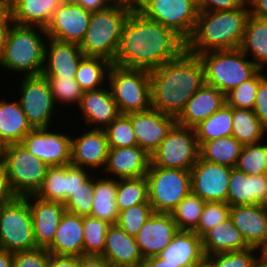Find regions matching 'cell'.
Returning a JSON list of instances; mask_svg holds the SVG:
<instances>
[{"mask_svg": "<svg viewBox=\"0 0 267 267\" xmlns=\"http://www.w3.org/2000/svg\"><path fill=\"white\" fill-rule=\"evenodd\" d=\"M101 256L109 267H140L144 260L135 237L128 235L117 224L108 227Z\"/></svg>", "mask_w": 267, "mask_h": 267, "instance_id": "cell-25", "label": "cell"}, {"mask_svg": "<svg viewBox=\"0 0 267 267\" xmlns=\"http://www.w3.org/2000/svg\"><path fill=\"white\" fill-rule=\"evenodd\" d=\"M77 267H109L101 255H81L77 257Z\"/></svg>", "mask_w": 267, "mask_h": 267, "instance_id": "cell-57", "label": "cell"}, {"mask_svg": "<svg viewBox=\"0 0 267 267\" xmlns=\"http://www.w3.org/2000/svg\"><path fill=\"white\" fill-rule=\"evenodd\" d=\"M260 69L267 67V19L249 16L239 47Z\"/></svg>", "mask_w": 267, "mask_h": 267, "instance_id": "cell-34", "label": "cell"}, {"mask_svg": "<svg viewBox=\"0 0 267 267\" xmlns=\"http://www.w3.org/2000/svg\"><path fill=\"white\" fill-rule=\"evenodd\" d=\"M126 115L131 120L138 146L150 156L176 123L175 117L152 108L144 112H131Z\"/></svg>", "mask_w": 267, "mask_h": 267, "instance_id": "cell-18", "label": "cell"}, {"mask_svg": "<svg viewBox=\"0 0 267 267\" xmlns=\"http://www.w3.org/2000/svg\"><path fill=\"white\" fill-rule=\"evenodd\" d=\"M232 168L198 158L191 168V191L205 202H226Z\"/></svg>", "mask_w": 267, "mask_h": 267, "instance_id": "cell-15", "label": "cell"}, {"mask_svg": "<svg viewBox=\"0 0 267 267\" xmlns=\"http://www.w3.org/2000/svg\"><path fill=\"white\" fill-rule=\"evenodd\" d=\"M111 224L91 216L83 217V255H101L105 249L107 229Z\"/></svg>", "mask_w": 267, "mask_h": 267, "instance_id": "cell-43", "label": "cell"}, {"mask_svg": "<svg viewBox=\"0 0 267 267\" xmlns=\"http://www.w3.org/2000/svg\"><path fill=\"white\" fill-rule=\"evenodd\" d=\"M34 128L21 144L35 157L48 166H63L71 163V135L55 128ZM53 129V130H51ZM55 129V130H54ZM69 133V134H68Z\"/></svg>", "mask_w": 267, "mask_h": 267, "instance_id": "cell-14", "label": "cell"}, {"mask_svg": "<svg viewBox=\"0 0 267 267\" xmlns=\"http://www.w3.org/2000/svg\"><path fill=\"white\" fill-rule=\"evenodd\" d=\"M63 2L79 4L81 6V0H63Z\"/></svg>", "mask_w": 267, "mask_h": 267, "instance_id": "cell-66", "label": "cell"}, {"mask_svg": "<svg viewBox=\"0 0 267 267\" xmlns=\"http://www.w3.org/2000/svg\"><path fill=\"white\" fill-rule=\"evenodd\" d=\"M50 253L45 248L13 252V267H46Z\"/></svg>", "mask_w": 267, "mask_h": 267, "instance_id": "cell-51", "label": "cell"}, {"mask_svg": "<svg viewBox=\"0 0 267 267\" xmlns=\"http://www.w3.org/2000/svg\"><path fill=\"white\" fill-rule=\"evenodd\" d=\"M83 237V217L65 212L47 251L52 255L81 256Z\"/></svg>", "mask_w": 267, "mask_h": 267, "instance_id": "cell-29", "label": "cell"}, {"mask_svg": "<svg viewBox=\"0 0 267 267\" xmlns=\"http://www.w3.org/2000/svg\"><path fill=\"white\" fill-rule=\"evenodd\" d=\"M115 1H126V2H134L135 0H115Z\"/></svg>", "mask_w": 267, "mask_h": 267, "instance_id": "cell-69", "label": "cell"}, {"mask_svg": "<svg viewBox=\"0 0 267 267\" xmlns=\"http://www.w3.org/2000/svg\"><path fill=\"white\" fill-rule=\"evenodd\" d=\"M82 129L84 132L71 137L70 164L100 174L105 168L109 151L105 130L89 128L84 130V127Z\"/></svg>", "mask_w": 267, "mask_h": 267, "instance_id": "cell-16", "label": "cell"}, {"mask_svg": "<svg viewBox=\"0 0 267 267\" xmlns=\"http://www.w3.org/2000/svg\"><path fill=\"white\" fill-rule=\"evenodd\" d=\"M200 157V146L194 128L177 123L151 155V164L166 169L190 171Z\"/></svg>", "mask_w": 267, "mask_h": 267, "instance_id": "cell-12", "label": "cell"}, {"mask_svg": "<svg viewBox=\"0 0 267 267\" xmlns=\"http://www.w3.org/2000/svg\"><path fill=\"white\" fill-rule=\"evenodd\" d=\"M198 56L203 65L205 84L224 95L260 70L240 48L209 51Z\"/></svg>", "mask_w": 267, "mask_h": 267, "instance_id": "cell-6", "label": "cell"}, {"mask_svg": "<svg viewBox=\"0 0 267 267\" xmlns=\"http://www.w3.org/2000/svg\"><path fill=\"white\" fill-rule=\"evenodd\" d=\"M226 104L225 95L215 87L204 84L186 103L176 123L194 128Z\"/></svg>", "mask_w": 267, "mask_h": 267, "instance_id": "cell-28", "label": "cell"}, {"mask_svg": "<svg viewBox=\"0 0 267 267\" xmlns=\"http://www.w3.org/2000/svg\"><path fill=\"white\" fill-rule=\"evenodd\" d=\"M8 10V7L0 0V17Z\"/></svg>", "mask_w": 267, "mask_h": 267, "instance_id": "cell-65", "label": "cell"}, {"mask_svg": "<svg viewBox=\"0 0 267 267\" xmlns=\"http://www.w3.org/2000/svg\"><path fill=\"white\" fill-rule=\"evenodd\" d=\"M232 120V136L242 145L265 140L267 128L260 122L253 110L232 108Z\"/></svg>", "mask_w": 267, "mask_h": 267, "instance_id": "cell-35", "label": "cell"}, {"mask_svg": "<svg viewBox=\"0 0 267 267\" xmlns=\"http://www.w3.org/2000/svg\"><path fill=\"white\" fill-rule=\"evenodd\" d=\"M157 256L179 267H199L206 260L202 239L194 231H178Z\"/></svg>", "mask_w": 267, "mask_h": 267, "instance_id": "cell-26", "label": "cell"}, {"mask_svg": "<svg viewBox=\"0 0 267 267\" xmlns=\"http://www.w3.org/2000/svg\"><path fill=\"white\" fill-rule=\"evenodd\" d=\"M201 239L205 258L221 253L241 251L249 247L230 217L207 231Z\"/></svg>", "mask_w": 267, "mask_h": 267, "instance_id": "cell-31", "label": "cell"}, {"mask_svg": "<svg viewBox=\"0 0 267 267\" xmlns=\"http://www.w3.org/2000/svg\"><path fill=\"white\" fill-rule=\"evenodd\" d=\"M19 81L20 94L17 100L31 127L34 129L53 126V116L58 115L55 113L57 105L47 79L42 75L23 76Z\"/></svg>", "mask_w": 267, "mask_h": 267, "instance_id": "cell-13", "label": "cell"}, {"mask_svg": "<svg viewBox=\"0 0 267 267\" xmlns=\"http://www.w3.org/2000/svg\"><path fill=\"white\" fill-rule=\"evenodd\" d=\"M32 129L17 99H0V138L6 145L21 143Z\"/></svg>", "mask_w": 267, "mask_h": 267, "instance_id": "cell-32", "label": "cell"}, {"mask_svg": "<svg viewBox=\"0 0 267 267\" xmlns=\"http://www.w3.org/2000/svg\"><path fill=\"white\" fill-rule=\"evenodd\" d=\"M253 112L267 128V75L259 82Z\"/></svg>", "mask_w": 267, "mask_h": 267, "instance_id": "cell-53", "label": "cell"}, {"mask_svg": "<svg viewBox=\"0 0 267 267\" xmlns=\"http://www.w3.org/2000/svg\"><path fill=\"white\" fill-rule=\"evenodd\" d=\"M267 196V174L248 176L232 168L226 202L230 206L263 204Z\"/></svg>", "mask_w": 267, "mask_h": 267, "instance_id": "cell-27", "label": "cell"}, {"mask_svg": "<svg viewBox=\"0 0 267 267\" xmlns=\"http://www.w3.org/2000/svg\"><path fill=\"white\" fill-rule=\"evenodd\" d=\"M198 143L201 159L231 168L236 167L243 147L232 135Z\"/></svg>", "mask_w": 267, "mask_h": 267, "instance_id": "cell-36", "label": "cell"}, {"mask_svg": "<svg viewBox=\"0 0 267 267\" xmlns=\"http://www.w3.org/2000/svg\"><path fill=\"white\" fill-rule=\"evenodd\" d=\"M140 267H179L178 264L167 263L158 256L145 258Z\"/></svg>", "mask_w": 267, "mask_h": 267, "instance_id": "cell-61", "label": "cell"}, {"mask_svg": "<svg viewBox=\"0 0 267 267\" xmlns=\"http://www.w3.org/2000/svg\"><path fill=\"white\" fill-rule=\"evenodd\" d=\"M56 105L79 106L83 94L75 79L46 78ZM59 102V103H58Z\"/></svg>", "mask_w": 267, "mask_h": 267, "instance_id": "cell-48", "label": "cell"}, {"mask_svg": "<svg viewBox=\"0 0 267 267\" xmlns=\"http://www.w3.org/2000/svg\"><path fill=\"white\" fill-rule=\"evenodd\" d=\"M78 108L81 120L89 129H105L120 115L108 84L97 90L84 91Z\"/></svg>", "mask_w": 267, "mask_h": 267, "instance_id": "cell-22", "label": "cell"}, {"mask_svg": "<svg viewBox=\"0 0 267 267\" xmlns=\"http://www.w3.org/2000/svg\"><path fill=\"white\" fill-rule=\"evenodd\" d=\"M67 191V165L49 166L41 188L35 194L41 199L64 204Z\"/></svg>", "mask_w": 267, "mask_h": 267, "instance_id": "cell-41", "label": "cell"}, {"mask_svg": "<svg viewBox=\"0 0 267 267\" xmlns=\"http://www.w3.org/2000/svg\"><path fill=\"white\" fill-rule=\"evenodd\" d=\"M115 0H81V6L89 12L104 10L112 5Z\"/></svg>", "mask_w": 267, "mask_h": 267, "instance_id": "cell-60", "label": "cell"}, {"mask_svg": "<svg viewBox=\"0 0 267 267\" xmlns=\"http://www.w3.org/2000/svg\"><path fill=\"white\" fill-rule=\"evenodd\" d=\"M150 163L151 156L139 146L109 148L101 173L114 179L139 178L146 176Z\"/></svg>", "mask_w": 267, "mask_h": 267, "instance_id": "cell-24", "label": "cell"}, {"mask_svg": "<svg viewBox=\"0 0 267 267\" xmlns=\"http://www.w3.org/2000/svg\"><path fill=\"white\" fill-rule=\"evenodd\" d=\"M199 267H208V266L206 265V263H204L203 265H201Z\"/></svg>", "mask_w": 267, "mask_h": 267, "instance_id": "cell-70", "label": "cell"}, {"mask_svg": "<svg viewBox=\"0 0 267 267\" xmlns=\"http://www.w3.org/2000/svg\"><path fill=\"white\" fill-rule=\"evenodd\" d=\"M153 213L150 203L133 205L132 207L119 212L116 224L128 235L135 237Z\"/></svg>", "mask_w": 267, "mask_h": 267, "instance_id": "cell-49", "label": "cell"}, {"mask_svg": "<svg viewBox=\"0 0 267 267\" xmlns=\"http://www.w3.org/2000/svg\"><path fill=\"white\" fill-rule=\"evenodd\" d=\"M104 130L109 148L138 146L131 120L126 114H120Z\"/></svg>", "mask_w": 267, "mask_h": 267, "instance_id": "cell-46", "label": "cell"}, {"mask_svg": "<svg viewBox=\"0 0 267 267\" xmlns=\"http://www.w3.org/2000/svg\"><path fill=\"white\" fill-rule=\"evenodd\" d=\"M249 6L250 15L267 19V0H246Z\"/></svg>", "mask_w": 267, "mask_h": 267, "instance_id": "cell-59", "label": "cell"}, {"mask_svg": "<svg viewBox=\"0 0 267 267\" xmlns=\"http://www.w3.org/2000/svg\"><path fill=\"white\" fill-rule=\"evenodd\" d=\"M185 50L186 42L179 35L134 8L125 22L112 64L151 71L176 59Z\"/></svg>", "mask_w": 267, "mask_h": 267, "instance_id": "cell-1", "label": "cell"}, {"mask_svg": "<svg viewBox=\"0 0 267 267\" xmlns=\"http://www.w3.org/2000/svg\"><path fill=\"white\" fill-rule=\"evenodd\" d=\"M232 107L225 104L209 118L194 127L198 142H207L232 135Z\"/></svg>", "mask_w": 267, "mask_h": 267, "instance_id": "cell-38", "label": "cell"}, {"mask_svg": "<svg viewBox=\"0 0 267 267\" xmlns=\"http://www.w3.org/2000/svg\"><path fill=\"white\" fill-rule=\"evenodd\" d=\"M205 201L192 191L170 212L179 231H195L202 215Z\"/></svg>", "mask_w": 267, "mask_h": 267, "instance_id": "cell-40", "label": "cell"}, {"mask_svg": "<svg viewBox=\"0 0 267 267\" xmlns=\"http://www.w3.org/2000/svg\"><path fill=\"white\" fill-rule=\"evenodd\" d=\"M0 267H13V253L0 249Z\"/></svg>", "mask_w": 267, "mask_h": 267, "instance_id": "cell-62", "label": "cell"}, {"mask_svg": "<svg viewBox=\"0 0 267 267\" xmlns=\"http://www.w3.org/2000/svg\"><path fill=\"white\" fill-rule=\"evenodd\" d=\"M230 207L227 202H206L194 232L202 237L207 231L226 221L230 217Z\"/></svg>", "mask_w": 267, "mask_h": 267, "instance_id": "cell-50", "label": "cell"}, {"mask_svg": "<svg viewBox=\"0 0 267 267\" xmlns=\"http://www.w3.org/2000/svg\"><path fill=\"white\" fill-rule=\"evenodd\" d=\"M100 175L95 173L94 176V198L90 216L107 221L109 224H116L119 217L116 205L117 179Z\"/></svg>", "mask_w": 267, "mask_h": 267, "instance_id": "cell-33", "label": "cell"}, {"mask_svg": "<svg viewBox=\"0 0 267 267\" xmlns=\"http://www.w3.org/2000/svg\"><path fill=\"white\" fill-rule=\"evenodd\" d=\"M149 72L152 109L175 118L205 84L204 69L199 56L186 50L176 59Z\"/></svg>", "mask_w": 267, "mask_h": 267, "instance_id": "cell-2", "label": "cell"}, {"mask_svg": "<svg viewBox=\"0 0 267 267\" xmlns=\"http://www.w3.org/2000/svg\"><path fill=\"white\" fill-rule=\"evenodd\" d=\"M259 70L251 79L243 82L225 95L226 104L232 108L253 110L259 82L267 75Z\"/></svg>", "mask_w": 267, "mask_h": 267, "instance_id": "cell-45", "label": "cell"}, {"mask_svg": "<svg viewBox=\"0 0 267 267\" xmlns=\"http://www.w3.org/2000/svg\"><path fill=\"white\" fill-rule=\"evenodd\" d=\"M84 57L78 44L48 37L41 75L45 78L75 79L78 66Z\"/></svg>", "mask_w": 267, "mask_h": 267, "instance_id": "cell-19", "label": "cell"}, {"mask_svg": "<svg viewBox=\"0 0 267 267\" xmlns=\"http://www.w3.org/2000/svg\"><path fill=\"white\" fill-rule=\"evenodd\" d=\"M107 84L120 114L144 112L152 108L149 71L111 64Z\"/></svg>", "mask_w": 267, "mask_h": 267, "instance_id": "cell-7", "label": "cell"}, {"mask_svg": "<svg viewBox=\"0 0 267 267\" xmlns=\"http://www.w3.org/2000/svg\"><path fill=\"white\" fill-rule=\"evenodd\" d=\"M230 219L249 247L267 250V209L262 204L231 206Z\"/></svg>", "mask_w": 267, "mask_h": 267, "instance_id": "cell-21", "label": "cell"}, {"mask_svg": "<svg viewBox=\"0 0 267 267\" xmlns=\"http://www.w3.org/2000/svg\"><path fill=\"white\" fill-rule=\"evenodd\" d=\"M63 0H16L9 7L14 24L46 28Z\"/></svg>", "mask_w": 267, "mask_h": 267, "instance_id": "cell-30", "label": "cell"}, {"mask_svg": "<svg viewBox=\"0 0 267 267\" xmlns=\"http://www.w3.org/2000/svg\"><path fill=\"white\" fill-rule=\"evenodd\" d=\"M249 16L247 1L237 9L199 12L186 51L198 55L239 48Z\"/></svg>", "mask_w": 267, "mask_h": 267, "instance_id": "cell-3", "label": "cell"}, {"mask_svg": "<svg viewBox=\"0 0 267 267\" xmlns=\"http://www.w3.org/2000/svg\"><path fill=\"white\" fill-rule=\"evenodd\" d=\"M111 62L100 57H84L76 71L75 80L82 91L103 88L108 83Z\"/></svg>", "mask_w": 267, "mask_h": 267, "instance_id": "cell-37", "label": "cell"}, {"mask_svg": "<svg viewBox=\"0 0 267 267\" xmlns=\"http://www.w3.org/2000/svg\"><path fill=\"white\" fill-rule=\"evenodd\" d=\"M254 267H267V257L263 255Z\"/></svg>", "mask_w": 267, "mask_h": 267, "instance_id": "cell-64", "label": "cell"}, {"mask_svg": "<svg viewBox=\"0 0 267 267\" xmlns=\"http://www.w3.org/2000/svg\"><path fill=\"white\" fill-rule=\"evenodd\" d=\"M263 255L259 249L248 247L241 251L206 257L205 263L208 267H254Z\"/></svg>", "mask_w": 267, "mask_h": 267, "instance_id": "cell-44", "label": "cell"}, {"mask_svg": "<svg viewBox=\"0 0 267 267\" xmlns=\"http://www.w3.org/2000/svg\"><path fill=\"white\" fill-rule=\"evenodd\" d=\"M46 267H77V256L50 254Z\"/></svg>", "mask_w": 267, "mask_h": 267, "instance_id": "cell-58", "label": "cell"}, {"mask_svg": "<svg viewBox=\"0 0 267 267\" xmlns=\"http://www.w3.org/2000/svg\"><path fill=\"white\" fill-rule=\"evenodd\" d=\"M246 0H197L199 12L226 11L241 7Z\"/></svg>", "mask_w": 267, "mask_h": 267, "instance_id": "cell-54", "label": "cell"}, {"mask_svg": "<svg viewBox=\"0 0 267 267\" xmlns=\"http://www.w3.org/2000/svg\"><path fill=\"white\" fill-rule=\"evenodd\" d=\"M235 168L248 176L267 174V142L243 145Z\"/></svg>", "mask_w": 267, "mask_h": 267, "instance_id": "cell-42", "label": "cell"}, {"mask_svg": "<svg viewBox=\"0 0 267 267\" xmlns=\"http://www.w3.org/2000/svg\"><path fill=\"white\" fill-rule=\"evenodd\" d=\"M48 39L46 29L38 26L12 24L2 56L1 70H10L23 76H39L42 73L45 46ZM3 67V68H2Z\"/></svg>", "mask_w": 267, "mask_h": 267, "instance_id": "cell-5", "label": "cell"}, {"mask_svg": "<svg viewBox=\"0 0 267 267\" xmlns=\"http://www.w3.org/2000/svg\"><path fill=\"white\" fill-rule=\"evenodd\" d=\"M7 7H9L16 0H1Z\"/></svg>", "mask_w": 267, "mask_h": 267, "instance_id": "cell-67", "label": "cell"}, {"mask_svg": "<svg viewBox=\"0 0 267 267\" xmlns=\"http://www.w3.org/2000/svg\"><path fill=\"white\" fill-rule=\"evenodd\" d=\"M6 144L5 142L0 138V161L4 159V154L6 151Z\"/></svg>", "mask_w": 267, "mask_h": 267, "instance_id": "cell-63", "label": "cell"}, {"mask_svg": "<svg viewBox=\"0 0 267 267\" xmlns=\"http://www.w3.org/2000/svg\"><path fill=\"white\" fill-rule=\"evenodd\" d=\"M140 203H149L148 181L146 176L117 179L116 205L123 211Z\"/></svg>", "mask_w": 267, "mask_h": 267, "instance_id": "cell-39", "label": "cell"}, {"mask_svg": "<svg viewBox=\"0 0 267 267\" xmlns=\"http://www.w3.org/2000/svg\"><path fill=\"white\" fill-rule=\"evenodd\" d=\"M16 198L11 190L4 161H0V207Z\"/></svg>", "mask_w": 267, "mask_h": 267, "instance_id": "cell-55", "label": "cell"}, {"mask_svg": "<svg viewBox=\"0 0 267 267\" xmlns=\"http://www.w3.org/2000/svg\"><path fill=\"white\" fill-rule=\"evenodd\" d=\"M93 172L72 164L67 165V191L66 200L81 186Z\"/></svg>", "mask_w": 267, "mask_h": 267, "instance_id": "cell-52", "label": "cell"}, {"mask_svg": "<svg viewBox=\"0 0 267 267\" xmlns=\"http://www.w3.org/2000/svg\"><path fill=\"white\" fill-rule=\"evenodd\" d=\"M134 8V2L115 1L104 10L91 12L85 37L79 45L84 56L113 63L125 22Z\"/></svg>", "mask_w": 267, "mask_h": 267, "instance_id": "cell-4", "label": "cell"}, {"mask_svg": "<svg viewBox=\"0 0 267 267\" xmlns=\"http://www.w3.org/2000/svg\"><path fill=\"white\" fill-rule=\"evenodd\" d=\"M262 205L267 209V196H266V199Z\"/></svg>", "mask_w": 267, "mask_h": 267, "instance_id": "cell-68", "label": "cell"}, {"mask_svg": "<svg viewBox=\"0 0 267 267\" xmlns=\"http://www.w3.org/2000/svg\"><path fill=\"white\" fill-rule=\"evenodd\" d=\"M91 12L79 4L63 2L45 28L49 38L80 45L89 25Z\"/></svg>", "mask_w": 267, "mask_h": 267, "instance_id": "cell-17", "label": "cell"}, {"mask_svg": "<svg viewBox=\"0 0 267 267\" xmlns=\"http://www.w3.org/2000/svg\"><path fill=\"white\" fill-rule=\"evenodd\" d=\"M146 178L153 212L170 213L191 192V173L187 170L155 167L150 163Z\"/></svg>", "mask_w": 267, "mask_h": 267, "instance_id": "cell-9", "label": "cell"}, {"mask_svg": "<svg viewBox=\"0 0 267 267\" xmlns=\"http://www.w3.org/2000/svg\"><path fill=\"white\" fill-rule=\"evenodd\" d=\"M13 24L11 14L9 10H7L1 17H0V57L3 54L7 36L9 30Z\"/></svg>", "mask_w": 267, "mask_h": 267, "instance_id": "cell-56", "label": "cell"}, {"mask_svg": "<svg viewBox=\"0 0 267 267\" xmlns=\"http://www.w3.org/2000/svg\"><path fill=\"white\" fill-rule=\"evenodd\" d=\"M178 231L171 213L154 212L135 236L142 257L157 256Z\"/></svg>", "mask_w": 267, "mask_h": 267, "instance_id": "cell-23", "label": "cell"}, {"mask_svg": "<svg viewBox=\"0 0 267 267\" xmlns=\"http://www.w3.org/2000/svg\"><path fill=\"white\" fill-rule=\"evenodd\" d=\"M134 3L146 18L171 29L185 42L192 35L199 14L197 0H135Z\"/></svg>", "mask_w": 267, "mask_h": 267, "instance_id": "cell-11", "label": "cell"}, {"mask_svg": "<svg viewBox=\"0 0 267 267\" xmlns=\"http://www.w3.org/2000/svg\"><path fill=\"white\" fill-rule=\"evenodd\" d=\"M29 204L35 244L47 249L53 242L57 227L66 212L64 204L41 199L35 194L24 197Z\"/></svg>", "mask_w": 267, "mask_h": 267, "instance_id": "cell-20", "label": "cell"}, {"mask_svg": "<svg viewBox=\"0 0 267 267\" xmlns=\"http://www.w3.org/2000/svg\"><path fill=\"white\" fill-rule=\"evenodd\" d=\"M94 172L81 186L66 200L64 207L66 212L78 216H90L92 212V203L94 198Z\"/></svg>", "mask_w": 267, "mask_h": 267, "instance_id": "cell-47", "label": "cell"}, {"mask_svg": "<svg viewBox=\"0 0 267 267\" xmlns=\"http://www.w3.org/2000/svg\"><path fill=\"white\" fill-rule=\"evenodd\" d=\"M37 248L28 201L16 197L0 207V249L9 252Z\"/></svg>", "mask_w": 267, "mask_h": 267, "instance_id": "cell-10", "label": "cell"}, {"mask_svg": "<svg viewBox=\"0 0 267 267\" xmlns=\"http://www.w3.org/2000/svg\"><path fill=\"white\" fill-rule=\"evenodd\" d=\"M3 161L16 197L37 193L49 168L46 163L32 155L21 143L8 144Z\"/></svg>", "mask_w": 267, "mask_h": 267, "instance_id": "cell-8", "label": "cell"}]
</instances>
